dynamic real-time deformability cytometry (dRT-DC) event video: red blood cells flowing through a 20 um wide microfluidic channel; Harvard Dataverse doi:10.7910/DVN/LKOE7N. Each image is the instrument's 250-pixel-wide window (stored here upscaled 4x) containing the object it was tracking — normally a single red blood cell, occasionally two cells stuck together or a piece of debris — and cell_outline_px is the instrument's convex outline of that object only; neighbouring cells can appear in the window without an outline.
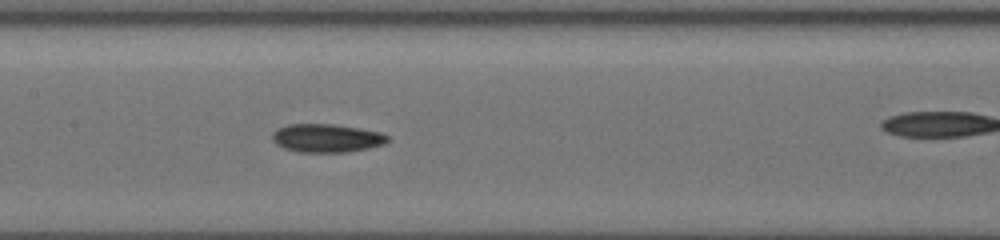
{"species": "common noctule bat (a hibernating species)", "species_latin": "Nyctalus noctula", "temperature_condition": "cold", "stored_images_in_passage": 7, "camera_frame_rate_fps": 3000, "um_per_image_px": 0.085, "animal": {"sex": "female", "body_mass_g": 19.5, "forearm_length_mm": 54.1}, "frame": {"image": 1, "passage_image": 6, "time_ms": 4.333, "image_size_px": [1000, 240], "cell_outline_px": [[388, 140], [384, 144], [368, 148], [348, 152], [300, 152], [284, 148], [276, 144], [272, 140], [272, 132], [276, 128], [288, 124], [336, 124], [360, 128], [380, 132], [388, 136]], "centroid_in_image_um": [27.74, 11.73], "position_along_channel_um": 179.7, "area_um2": 19.19}}